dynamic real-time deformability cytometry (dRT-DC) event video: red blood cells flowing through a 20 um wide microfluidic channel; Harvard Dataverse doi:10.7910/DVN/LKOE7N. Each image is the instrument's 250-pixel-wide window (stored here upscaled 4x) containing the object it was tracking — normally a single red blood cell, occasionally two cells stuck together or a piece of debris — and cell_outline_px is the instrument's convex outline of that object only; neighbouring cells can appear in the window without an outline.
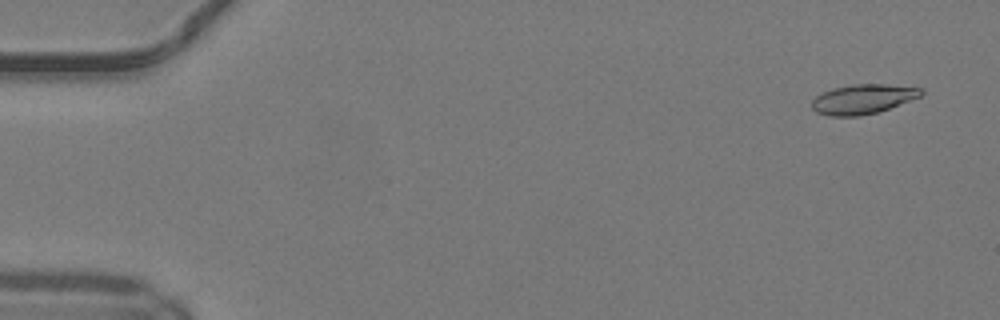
{"species": "common noctule bat (a hibernating species)", "species_latin": "Nyctalus noctula", "temperature_condition": "warm", "stored_images_in_passage": 13, "camera_frame_rate_fps": 3000, "um_per_image_px": 0.085, "animal": {"sex": "male", "body_mass_g": 19.2, "forearm_length_mm": 51.8}, "frame": {"image": 1, "passage_image": 3, "time_ms": 0.667, "image_size_px": [1000, 320], "cell_outline_px": [[924, 92], [920, 96], [880, 112], [860, 116], [828, 116], [816, 112], [812, 108], [812, 100], [816, 96], [832, 88], [852, 84], [884, 84], [924, 88]], "centroid_in_image_um": [73.35, 8.43], "position_along_channel_um": 11.7, "area_um2": 18.96}}